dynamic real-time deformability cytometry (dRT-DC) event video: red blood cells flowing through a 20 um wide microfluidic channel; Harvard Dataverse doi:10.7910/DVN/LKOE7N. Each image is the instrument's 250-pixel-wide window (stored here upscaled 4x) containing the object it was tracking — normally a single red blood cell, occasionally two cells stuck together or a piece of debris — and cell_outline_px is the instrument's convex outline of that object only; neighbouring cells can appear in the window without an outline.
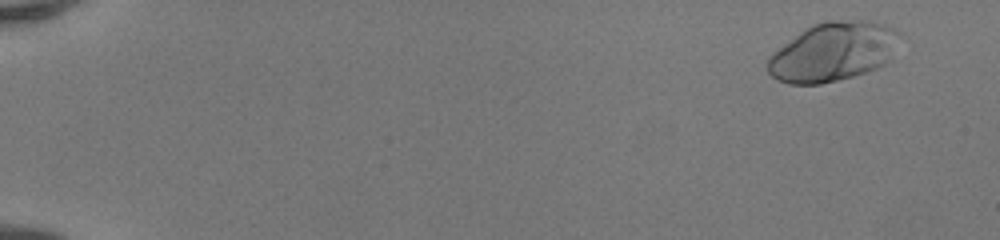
{"species": "human", "species_latin": "Homo sapiens", "temperature_condition": "room temperature", "stored_images_in_passage": 48, "camera_frame_rate_fps": 3000, "um_per_image_px": 0.085, "donor": {"sex": "female"}, "frame": {"image": 1, "passage_image": 1, "time_ms": 0.0, "image_size_px": [1000, 240], "cell_outline_px": [[900, 36], [888, 60], [884, 64], [876, 68], [852, 76], [820, 84], [788, 84], [776, 80], [764, 68], [768, 56], [772, 52], [800, 32], [812, 24], [824, 20], [864, 20], [884, 24], [900, 32]], "centroid_in_image_um": [70.74, 4.4], "position_along_channel_um": 14.3, "area_um2": 45.32}}
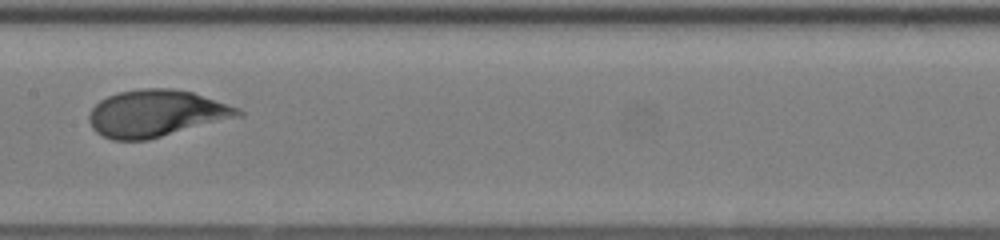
{"frame": {"image": 2, "passage_image": 26, "time_ms": 8.333, "image_size_px": [1000, 240], "cell_outline_px": [[244, 116], [148, 140], [112, 140], [96, 132], [92, 128], [88, 120], [88, 116], [92, 108], [100, 100], [108, 96], [120, 92], [140, 88], [172, 88], [192, 92], [240, 108], [244, 112]], "centroid_in_image_um": [13.3, 9.65], "position_along_channel_um": 194.1, "area_um2": 40.98}}
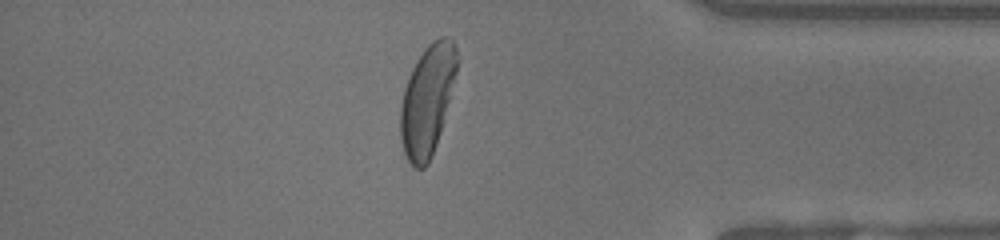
{"frame": {"image": 3, "passage_image": 42, "time_ms": 13.667, "image_size_px": [1000, 240], "cell_outline_px": [[460, 60], [436, 144], [432, 156], [428, 164], [424, 168], [416, 168], [408, 160], [404, 152], [400, 140], [400, 104], [404, 88], [408, 76], [416, 60], [424, 48], [428, 44], [440, 36], [448, 36], [456, 44]], "centroid_in_image_um": [36.32, 8.45], "position_along_channel_um": 398.9, "area_um2": 36.47}, "authors_computed_cell_mechanics": {"area_um2": 39.6508, "velocity_mm_per_s": 4.1803, "shape_relaxation_time_tau1_ms": 4.1512, "shape_relaxation_time_tau2_ms": null, "deformation_change_tau1": 0.2366, "deformation_change_tau2": null}}